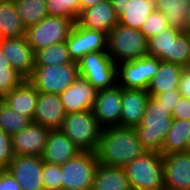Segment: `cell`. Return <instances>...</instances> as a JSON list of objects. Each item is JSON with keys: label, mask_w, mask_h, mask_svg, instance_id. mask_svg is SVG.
<instances>
[{"label": "cell", "mask_w": 190, "mask_h": 190, "mask_svg": "<svg viewBox=\"0 0 190 190\" xmlns=\"http://www.w3.org/2000/svg\"><path fill=\"white\" fill-rule=\"evenodd\" d=\"M145 152L135 128L116 126L102 129L95 154L102 165L124 168Z\"/></svg>", "instance_id": "obj_1"}, {"label": "cell", "mask_w": 190, "mask_h": 190, "mask_svg": "<svg viewBox=\"0 0 190 190\" xmlns=\"http://www.w3.org/2000/svg\"><path fill=\"white\" fill-rule=\"evenodd\" d=\"M173 121L172 112L155 96H150L144 115L135 127L145 151L162 154L163 143Z\"/></svg>", "instance_id": "obj_2"}, {"label": "cell", "mask_w": 190, "mask_h": 190, "mask_svg": "<svg viewBox=\"0 0 190 190\" xmlns=\"http://www.w3.org/2000/svg\"><path fill=\"white\" fill-rule=\"evenodd\" d=\"M132 190H165L162 154L145 152L124 167Z\"/></svg>", "instance_id": "obj_3"}, {"label": "cell", "mask_w": 190, "mask_h": 190, "mask_svg": "<svg viewBox=\"0 0 190 190\" xmlns=\"http://www.w3.org/2000/svg\"><path fill=\"white\" fill-rule=\"evenodd\" d=\"M149 54L160 61L187 68L190 65V32L169 27L148 40Z\"/></svg>", "instance_id": "obj_4"}, {"label": "cell", "mask_w": 190, "mask_h": 190, "mask_svg": "<svg viewBox=\"0 0 190 190\" xmlns=\"http://www.w3.org/2000/svg\"><path fill=\"white\" fill-rule=\"evenodd\" d=\"M107 52L115 64L149 54L148 39L140 30L117 24L109 33Z\"/></svg>", "instance_id": "obj_5"}, {"label": "cell", "mask_w": 190, "mask_h": 190, "mask_svg": "<svg viewBox=\"0 0 190 190\" xmlns=\"http://www.w3.org/2000/svg\"><path fill=\"white\" fill-rule=\"evenodd\" d=\"M102 129L92 110L67 114L61 127L80 151L88 152L96 151Z\"/></svg>", "instance_id": "obj_6"}, {"label": "cell", "mask_w": 190, "mask_h": 190, "mask_svg": "<svg viewBox=\"0 0 190 190\" xmlns=\"http://www.w3.org/2000/svg\"><path fill=\"white\" fill-rule=\"evenodd\" d=\"M78 74L84 77L97 91L117 84V64L107 51L91 52L78 62Z\"/></svg>", "instance_id": "obj_7"}, {"label": "cell", "mask_w": 190, "mask_h": 190, "mask_svg": "<svg viewBox=\"0 0 190 190\" xmlns=\"http://www.w3.org/2000/svg\"><path fill=\"white\" fill-rule=\"evenodd\" d=\"M72 19L46 16L42 21L26 28L25 37L34 52L64 42L74 25Z\"/></svg>", "instance_id": "obj_8"}, {"label": "cell", "mask_w": 190, "mask_h": 190, "mask_svg": "<svg viewBox=\"0 0 190 190\" xmlns=\"http://www.w3.org/2000/svg\"><path fill=\"white\" fill-rule=\"evenodd\" d=\"M79 76L76 62L63 65L35 66L28 80L38 92L60 94Z\"/></svg>", "instance_id": "obj_9"}, {"label": "cell", "mask_w": 190, "mask_h": 190, "mask_svg": "<svg viewBox=\"0 0 190 190\" xmlns=\"http://www.w3.org/2000/svg\"><path fill=\"white\" fill-rule=\"evenodd\" d=\"M99 165L95 152L81 151L61 165L62 189L91 190Z\"/></svg>", "instance_id": "obj_10"}, {"label": "cell", "mask_w": 190, "mask_h": 190, "mask_svg": "<svg viewBox=\"0 0 190 190\" xmlns=\"http://www.w3.org/2000/svg\"><path fill=\"white\" fill-rule=\"evenodd\" d=\"M159 71V59L146 55L117 64V84L125 89L147 90Z\"/></svg>", "instance_id": "obj_11"}, {"label": "cell", "mask_w": 190, "mask_h": 190, "mask_svg": "<svg viewBox=\"0 0 190 190\" xmlns=\"http://www.w3.org/2000/svg\"><path fill=\"white\" fill-rule=\"evenodd\" d=\"M107 40L108 33L105 31L81 28L74 23L65 43L70 59L77 63L88 53L107 51Z\"/></svg>", "instance_id": "obj_12"}, {"label": "cell", "mask_w": 190, "mask_h": 190, "mask_svg": "<svg viewBox=\"0 0 190 190\" xmlns=\"http://www.w3.org/2000/svg\"><path fill=\"white\" fill-rule=\"evenodd\" d=\"M43 166L41 156L19 155L13 157L6 169L22 190H45L42 180Z\"/></svg>", "instance_id": "obj_13"}, {"label": "cell", "mask_w": 190, "mask_h": 190, "mask_svg": "<svg viewBox=\"0 0 190 190\" xmlns=\"http://www.w3.org/2000/svg\"><path fill=\"white\" fill-rule=\"evenodd\" d=\"M121 86L97 91L93 104V116L102 128L121 127Z\"/></svg>", "instance_id": "obj_14"}, {"label": "cell", "mask_w": 190, "mask_h": 190, "mask_svg": "<svg viewBox=\"0 0 190 190\" xmlns=\"http://www.w3.org/2000/svg\"><path fill=\"white\" fill-rule=\"evenodd\" d=\"M0 49L10 61L13 69L28 79L35 68V52L25 36L3 38Z\"/></svg>", "instance_id": "obj_15"}, {"label": "cell", "mask_w": 190, "mask_h": 190, "mask_svg": "<svg viewBox=\"0 0 190 190\" xmlns=\"http://www.w3.org/2000/svg\"><path fill=\"white\" fill-rule=\"evenodd\" d=\"M165 190H190V152L162 155Z\"/></svg>", "instance_id": "obj_16"}, {"label": "cell", "mask_w": 190, "mask_h": 190, "mask_svg": "<svg viewBox=\"0 0 190 190\" xmlns=\"http://www.w3.org/2000/svg\"><path fill=\"white\" fill-rule=\"evenodd\" d=\"M50 129L31 122L24 130L11 136L13 155L41 156Z\"/></svg>", "instance_id": "obj_17"}, {"label": "cell", "mask_w": 190, "mask_h": 190, "mask_svg": "<svg viewBox=\"0 0 190 190\" xmlns=\"http://www.w3.org/2000/svg\"><path fill=\"white\" fill-rule=\"evenodd\" d=\"M97 90L82 76L59 94L67 114L92 110Z\"/></svg>", "instance_id": "obj_18"}, {"label": "cell", "mask_w": 190, "mask_h": 190, "mask_svg": "<svg viewBox=\"0 0 190 190\" xmlns=\"http://www.w3.org/2000/svg\"><path fill=\"white\" fill-rule=\"evenodd\" d=\"M75 23L81 28L109 33L119 23V19L115 14L111 0H104L81 10Z\"/></svg>", "instance_id": "obj_19"}, {"label": "cell", "mask_w": 190, "mask_h": 190, "mask_svg": "<svg viewBox=\"0 0 190 190\" xmlns=\"http://www.w3.org/2000/svg\"><path fill=\"white\" fill-rule=\"evenodd\" d=\"M66 115L58 94L38 92L33 122L50 130L61 129Z\"/></svg>", "instance_id": "obj_20"}, {"label": "cell", "mask_w": 190, "mask_h": 190, "mask_svg": "<svg viewBox=\"0 0 190 190\" xmlns=\"http://www.w3.org/2000/svg\"><path fill=\"white\" fill-rule=\"evenodd\" d=\"M81 151L61 129L50 130L41 155L43 162L63 165Z\"/></svg>", "instance_id": "obj_21"}, {"label": "cell", "mask_w": 190, "mask_h": 190, "mask_svg": "<svg viewBox=\"0 0 190 190\" xmlns=\"http://www.w3.org/2000/svg\"><path fill=\"white\" fill-rule=\"evenodd\" d=\"M149 97L147 90L121 87V127L135 128L139 125Z\"/></svg>", "instance_id": "obj_22"}, {"label": "cell", "mask_w": 190, "mask_h": 190, "mask_svg": "<svg viewBox=\"0 0 190 190\" xmlns=\"http://www.w3.org/2000/svg\"><path fill=\"white\" fill-rule=\"evenodd\" d=\"M1 100L17 113L27 116L33 121L38 101V91L28 79H25Z\"/></svg>", "instance_id": "obj_23"}, {"label": "cell", "mask_w": 190, "mask_h": 190, "mask_svg": "<svg viewBox=\"0 0 190 190\" xmlns=\"http://www.w3.org/2000/svg\"><path fill=\"white\" fill-rule=\"evenodd\" d=\"M185 67L172 62L159 60V71L153 77L147 89L150 96L166 91L178 90L180 76Z\"/></svg>", "instance_id": "obj_24"}, {"label": "cell", "mask_w": 190, "mask_h": 190, "mask_svg": "<svg viewBox=\"0 0 190 190\" xmlns=\"http://www.w3.org/2000/svg\"><path fill=\"white\" fill-rule=\"evenodd\" d=\"M91 190H132V188L123 167H111L99 163Z\"/></svg>", "instance_id": "obj_25"}, {"label": "cell", "mask_w": 190, "mask_h": 190, "mask_svg": "<svg viewBox=\"0 0 190 190\" xmlns=\"http://www.w3.org/2000/svg\"><path fill=\"white\" fill-rule=\"evenodd\" d=\"M26 27L23 25L13 0L0 3V36L1 38L23 37Z\"/></svg>", "instance_id": "obj_26"}, {"label": "cell", "mask_w": 190, "mask_h": 190, "mask_svg": "<svg viewBox=\"0 0 190 190\" xmlns=\"http://www.w3.org/2000/svg\"><path fill=\"white\" fill-rule=\"evenodd\" d=\"M190 0H155V10L163 12L170 27L186 32V14Z\"/></svg>", "instance_id": "obj_27"}, {"label": "cell", "mask_w": 190, "mask_h": 190, "mask_svg": "<svg viewBox=\"0 0 190 190\" xmlns=\"http://www.w3.org/2000/svg\"><path fill=\"white\" fill-rule=\"evenodd\" d=\"M190 120H174L163 143L162 155L187 152Z\"/></svg>", "instance_id": "obj_28"}, {"label": "cell", "mask_w": 190, "mask_h": 190, "mask_svg": "<svg viewBox=\"0 0 190 190\" xmlns=\"http://www.w3.org/2000/svg\"><path fill=\"white\" fill-rule=\"evenodd\" d=\"M155 10V0H134L119 18V24L140 30L143 22Z\"/></svg>", "instance_id": "obj_29"}, {"label": "cell", "mask_w": 190, "mask_h": 190, "mask_svg": "<svg viewBox=\"0 0 190 190\" xmlns=\"http://www.w3.org/2000/svg\"><path fill=\"white\" fill-rule=\"evenodd\" d=\"M23 25L27 28L42 21L47 14L46 0H13Z\"/></svg>", "instance_id": "obj_30"}, {"label": "cell", "mask_w": 190, "mask_h": 190, "mask_svg": "<svg viewBox=\"0 0 190 190\" xmlns=\"http://www.w3.org/2000/svg\"><path fill=\"white\" fill-rule=\"evenodd\" d=\"M31 122L29 117L17 113L0 100V129L12 136L24 130Z\"/></svg>", "instance_id": "obj_31"}, {"label": "cell", "mask_w": 190, "mask_h": 190, "mask_svg": "<svg viewBox=\"0 0 190 190\" xmlns=\"http://www.w3.org/2000/svg\"><path fill=\"white\" fill-rule=\"evenodd\" d=\"M71 62L65 41L35 52V66L63 65Z\"/></svg>", "instance_id": "obj_32"}, {"label": "cell", "mask_w": 190, "mask_h": 190, "mask_svg": "<svg viewBox=\"0 0 190 190\" xmlns=\"http://www.w3.org/2000/svg\"><path fill=\"white\" fill-rule=\"evenodd\" d=\"M48 16L65 17L76 21L80 13L79 0H46Z\"/></svg>", "instance_id": "obj_33"}, {"label": "cell", "mask_w": 190, "mask_h": 190, "mask_svg": "<svg viewBox=\"0 0 190 190\" xmlns=\"http://www.w3.org/2000/svg\"><path fill=\"white\" fill-rule=\"evenodd\" d=\"M169 27L170 25L164 13L154 10L143 22L140 32L149 40Z\"/></svg>", "instance_id": "obj_34"}, {"label": "cell", "mask_w": 190, "mask_h": 190, "mask_svg": "<svg viewBox=\"0 0 190 190\" xmlns=\"http://www.w3.org/2000/svg\"><path fill=\"white\" fill-rule=\"evenodd\" d=\"M42 180L45 190H61V165L44 162Z\"/></svg>", "instance_id": "obj_35"}, {"label": "cell", "mask_w": 190, "mask_h": 190, "mask_svg": "<svg viewBox=\"0 0 190 190\" xmlns=\"http://www.w3.org/2000/svg\"><path fill=\"white\" fill-rule=\"evenodd\" d=\"M26 78L15 69L0 71V99L17 88Z\"/></svg>", "instance_id": "obj_36"}, {"label": "cell", "mask_w": 190, "mask_h": 190, "mask_svg": "<svg viewBox=\"0 0 190 190\" xmlns=\"http://www.w3.org/2000/svg\"><path fill=\"white\" fill-rule=\"evenodd\" d=\"M13 157L11 136L0 129V169H6Z\"/></svg>", "instance_id": "obj_37"}, {"label": "cell", "mask_w": 190, "mask_h": 190, "mask_svg": "<svg viewBox=\"0 0 190 190\" xmlns=\"http://www.w3.org/2000/svg\"><path fill=\"white\" fill-rule=\"evenodd\" d=\"M174 120H190V99L181 96L172 110Z\"/></svg>", "instance_id": "obj_38"}, {"label": "cell", "mask_w": 190, "mask_h": 190, "mask_svg": "<svg viewBox=\"0 0 190 190\" xmlns=\"http://www.w3.org/2000/svg\"><path fill=\"white\" fill-rule=\"evenodd\" d=\"M0 190H22L20 184L7 169H0Z\"/></svg>", "instance_id": "obj_39"}, {"label": "cell", "mask_w": 190, "mask_h": 190, "mask_svg": "<svg viewBox=\"0 0 190 190\" xmlns=\"http://www.w3.org/2000/svg\"><path fill=\"white\" fill-rule=\"evenodd\" d=\"M182 95L178 90H171V92H164L157 94L155 97L162 102V104L167 107L171 112L175 107V104L180 99Z\"/></svg>", "instance_id": "obj_40"}, {"label": "cell", "mask_w": 190, "mask_h": 190, "mask_svg": "<svg viewBox=\"0 0 190 190\" xmlns=\"http://www.w3.org/2000/svg\"><path fill=\"white\" fill-rule=\"evenodd\" d=\"M178 91L183 97L190 99V69L184 68L181 73Z\"/></svg>", "instance_id": "obj_41"}, {"label": "cell", "mask_w": 190, "mask_h": 190, "mask_svg": "<svg viewBox=\"0 0 190 190\" xmlns=\"http://www.w3.org/2000/svg\"><path fill=\"white\" fill-rule=\"evenodd\" d=\"M134 0H111L115 14L119 19Z\"/></svg>", "instance_id": "obj_42"}, {"label": "cell", "mask_w": 190, "mask_h": 190, "mask_svg": "<svg viewBox=\"0 0 190 190\" xmlns=\"http://www.w3.org/2000/svg\"><path fill=\"white\" fill-rule=\"evenodd\" d=\"M7 69H13L10 61L0 49V71H7Z\"/></svg>", "instance_id": "obj_43"}, {"label": "cell", "mask_w": 190, "mask_h": 190, "mask_svg": "<svg viewBox=\"0 0 190 190\" xmlns=\"http://www.w3.org/2000/svg\"><path fill=\"white\" fill-rule=\"evenodd\" d=\"M101 1H104V0H79L80 11L85 9V8L92 7Z\"/></svg>", "instance_id": "obj_44"}, {"label": "cell", "mask_w": 190, "mask_h": 190, "mask_svg": "<svg viewBox=\"0 0 190 190\" xmlns=\"http://www.w3.org/2000/svg\"><path fill=\"white\" fill-rule=\"evenodd\" d=\"M186 32H190V8L186 14Z\"/></svg>", "instance_id": "obj_45"}, {"label": "cell", "mask_w": 190, "mask_h": 190, "mask_svg": "<svg viewBox=\"0 0 190 190\" xmlns=\"http://www.w3.org/2000/svg\"><path fill=\"white\" fill-rule=\"evenodd\" d=\"M187 152H190V137H189V140H188Z\"/></svg>", "instance_id": "obj_46"}]
</instances>
